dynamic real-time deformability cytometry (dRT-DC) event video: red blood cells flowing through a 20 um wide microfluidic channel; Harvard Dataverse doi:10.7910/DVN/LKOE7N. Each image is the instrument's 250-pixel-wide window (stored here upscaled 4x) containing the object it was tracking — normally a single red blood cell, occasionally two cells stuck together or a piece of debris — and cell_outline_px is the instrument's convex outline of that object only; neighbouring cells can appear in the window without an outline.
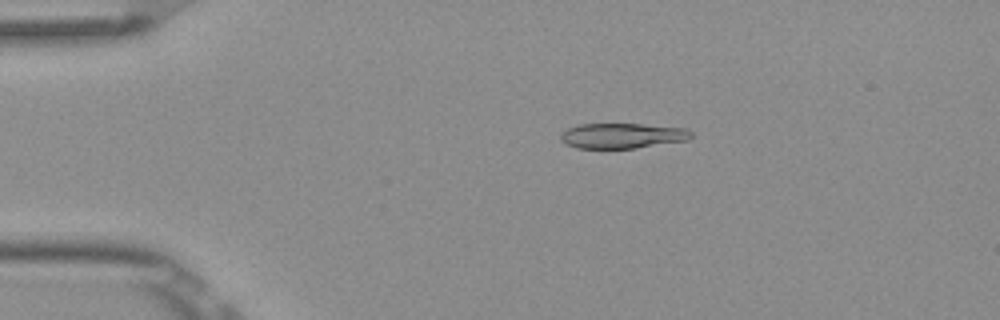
{"species": "Egyptian fruit bat (a non-hibernating species)", "species_latin": "Rousettus aegyptiacus", "temperature_condition": "room temperature", "stored_images_in_passage": 5, "camera_frame_rate_fps": 3000, "um_per_image_px": 0.085, "frame": {"image": 1, "passage_image": 1, "time_ms": 0.0, "image_size_px": [1000, 320], "cell_outline_px": [[692, 136], [688, 140], [636, 148], [576, 148], [564, 144], [560, 140], [560, 132], [568, 128], [580, 124], [640, 124], [684, 128], [692, 132]], "centroid_in_image_um": [52.84, 11.54], "position_along_channel_um": 32.2, "area_um2": 19.25}}
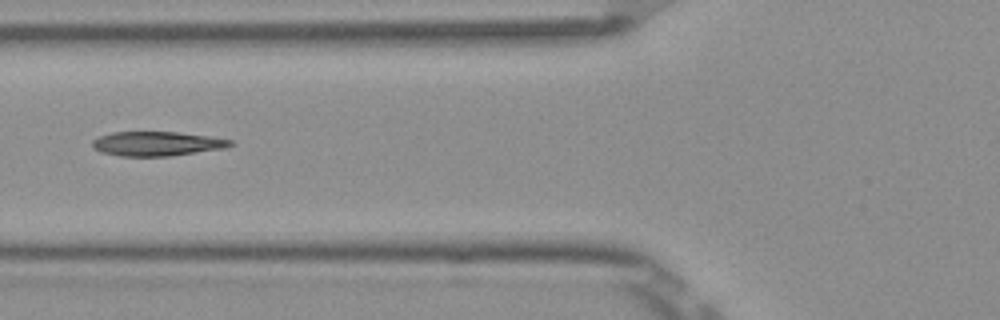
{"frame": {"image": 2, "passage_image": 4, "time_ms": 1.0, "image_size_px": [1000, 320], "cell_outline_px": [[236, 144], [224, 148], [172, 156], [120, 156], [100, 152], [92, 148], [92, 140], [100, 136], [112, 132], [176, 132], [212, 136], [232, 140]], "centroid_in_image_um": [13.35, 12.21], "position_along_channel_um": 112.5, "area_um2": 19.77}}
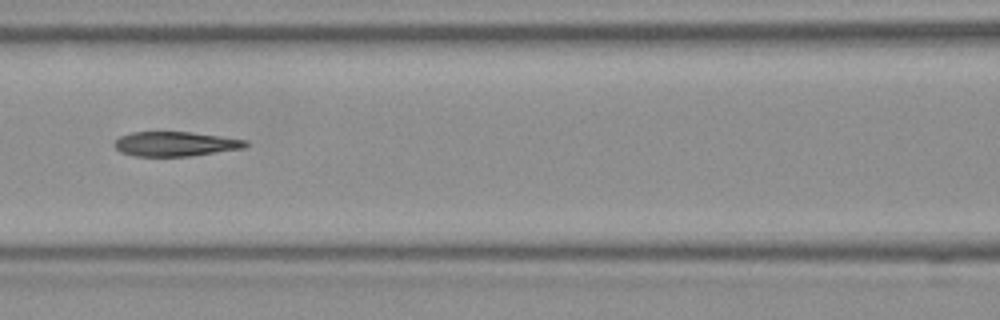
{"frame": {"image": 3, "passage_image": 5, "time_ms": 1.333, "image_size_px": [1000, 320], "cell_outline_px": [[248, 144], [244, 148], [192, 156], [136, 156], [120, 152], [112, 144], [120, 136], [132, 132], [192, 132], [248, 140]], "centroid_in_image_um": [14.91, 12.23], "position_along_channel_um": 151.7, "area_um2": 18.84}}